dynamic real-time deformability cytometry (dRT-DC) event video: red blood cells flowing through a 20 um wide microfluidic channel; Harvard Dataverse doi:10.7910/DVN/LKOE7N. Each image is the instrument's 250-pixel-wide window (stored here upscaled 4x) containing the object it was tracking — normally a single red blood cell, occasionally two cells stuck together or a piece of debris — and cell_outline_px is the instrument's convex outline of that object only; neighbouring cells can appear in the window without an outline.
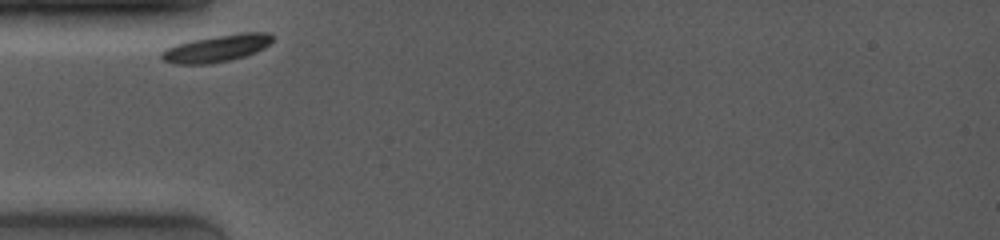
{"species": "common noctule bat (a hibernating species)", "species_latin": "Nyctalus noctula", "temperature_condition": "room temperature", "stored_images_in_passage": 40, "camera_frame_rate_fps": 4000, "um_per_image_px": 0.085, "animal": {"sex": "female", "body_mass_g": 19.0, "forearm_length_mm": 53.3}, "frame": {"image": 1, "passage_image": 1, "time_ms": 0.0, "image_size_px": [1000, 240], "cell_outline_px": [[272, 40], [264, 48], [256, 52], [232, 60], [208, 64], [176, 64], [160, 60], [160, 52], [164, 48], [176, 44], [192, 40], [240, 32], [268, 32], [272, 36]], "centroid_in_image_um": [18.36, 4.12], "position_along_channel_um": 66.6, "area_um2": 17.63}}
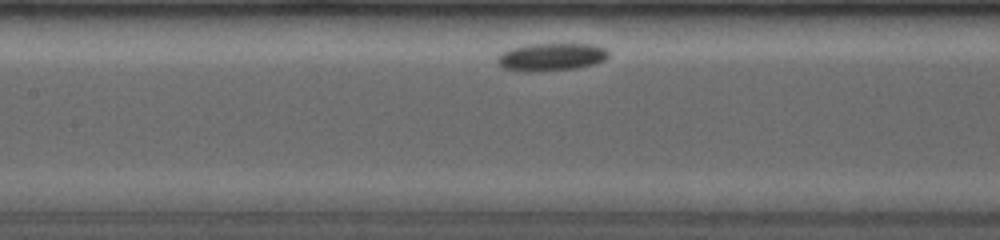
{"frame": {"image": 2, "passage_image": 13, "time_ms": 2.75, "image_size_px": [1000, 240], "cell_outline_px": [[608, 56], [604, 60], [596, 64], [576, 68], [540, 72], [524, 72], [504, 68], [496, 64], [496, 56], [508, 48], [528, 44], [596, 44], [604, 48], [608, 52]], "centroid_in_image_um": [46.8, 4.85], "position_along_channel_um": 160.6, "area_um2": 18.38}}
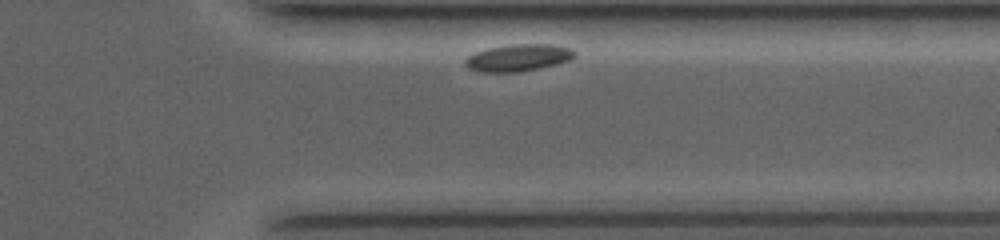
{"frame": {"image": 3, "passage_image": 37, "time_ms": 8.75, "image_size_px": [1000, 240], "cell_outline_px": [[576, 56], [572, 60], [540, 68], [520, 72], [480, 72], [468, 68], [464, 64], [464, 60], [468, 56], [476, 52], [488, 48], [512, 44], [552, 44], [572, 48], [576, 52]], "centroid_in_image_um": [44.08, 4.91], "position_along_channel_um": 367.3, "area_um2": 17.46}}